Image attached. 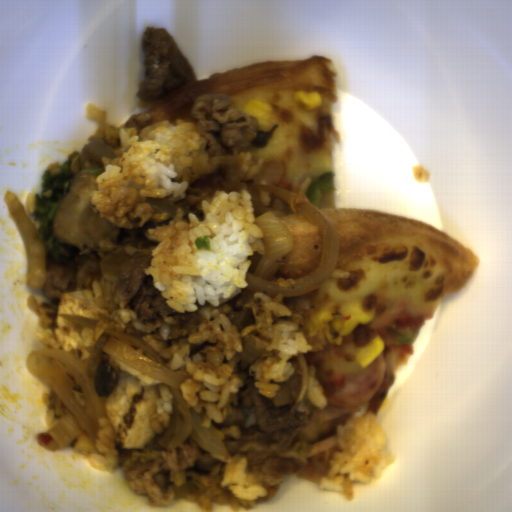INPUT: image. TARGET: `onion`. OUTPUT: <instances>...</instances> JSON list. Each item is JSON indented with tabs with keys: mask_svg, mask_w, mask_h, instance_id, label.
<instances>
[{
	"mask_svg": "<svg viewBox=\"0 0 512 512\" xmlns=\"http://www.w3.org/2000/svg\"><path fill=\"white\" fill-rule=\"evenodd\" d=\"M285 168L286 163L278 159L265 162L256 176L246 183L247 192L251 196L254 223L264 234L262 240L265 253L260 254L255 250L248 256L247 260H250L251 264L246 272L245 281L249 285L241 289V295L234 307L236 311L228 316L240 334L248 325L256 324L252 308L241 307L252 298L254 292L264 293L272 299L278 294H282L283 298L305 295L326 284L338 262L340 241L336 227L310 202L302 190L291 192L282 189ZM258 190L276 194L289 203L294 213H300L317 225L323 243L321 262L315 271L303 279L274 278L286 261L294 241L289 230L277 217L288 214L261 204Z\"/></svg>",
	"mask_w": 512,
	"mask_h": 512,
	"instance_id": "1",
	"label": "onion"
},
{
	"mask_svg": "<svg viewBox=\"0 0 512 512\" xmlns=\"http://www.w3.org/2000/svg\"><path fill=\"white\" fill-rule=\"evenodd\" d=\"M102 334L109 338L103 352L122 361L139 373L168 386L173 394L174 411L165 433L157 441L167 452L174 450L190 436L197 446L217 456H230L223 438L203 426L205 416L187 403L181 385L194 376L185 370L169 369L158 351L141 337L114 328Z\"/></svg>",
	"mask_w": 512,
	"mask_h": 512,
	"instance_id": "2",
	"label": "onion"
},
{
	"mask_svg": "<svg viewBox=\"0 0 512 512\" xmlns=\"http://www.w3.org/2000/svg\"><path fill=\"white\" fill-rule=\"evenodd\" d=\"M25 365L72 412L96 447L105 407L84 361L70 351L41 347L29 352Z\"/></svg>",
	"mask_w": 512,
	"mask_h": 512,
	"instance_id": "3",
	"label": "onion"
},
{
	"mask_svg": "<svg viewBox=\"0 0 512 512\" xmlns=\"http://www.w3.org/2000/svg\"><path fill=\"white\" fill-rule=\"evenodd\" d=\"M3 200L24 245L26 253V284L28 288L34 291L40 290L44 288L48 277L46 268L47 255L43 241L18 195L6 189Z\"/></svg>",
	"mask_w": 512,
	"mask_h": 512,
	"instance_id": "4",
	"label": "onion"
},
{
	"mask_svg": "<svg viewBox=\"0 0 512 512\" xmlns=\"http://www.w3.org/2000/svg\"><path fill=\"white\" fill-rule=\"evenodd\" d=\"M145 203H150L151 207L154 208L155 210L160 211L162 213L167 212L172 217H176L178 208H181L183 211V215H187V216L189 213H194V214L202 213V212H198L196 210H191V209L185 208L176 203H171L170 201H168L167 199H164V198H152V197L147 196Z\"/></svg>",
	"mask_w": 512,
	"mask_h": 512,
	"instance_id": "5",
	"label": "onion"
},
{
	"mask_svg": "<svg viewBox=\"0 0 512 512\" xmlns=\"http://www.w3.org/2000/svg\"><path fill=\"white\" fill-rule=\"evenodd\" d=\"M296 358L298 361L302 379H301L299 395H298L295 403L303 401L305 393H306L307 385H308V365H307L306 357H305L304 353H299L296 356Z\"/></svg>",
	"mask_w": 512,
	"mask_h": 512,
	"instance_id": "6",
	"label": "onion"
},
{
	"mask_svg": "<svg viewBox=\"0 0 512 512\" xmlns=\"http://www.w3.org/2000/svg\"><path fill=\"white\" fill-rule=\"evenodd\" d=\"M57 315L61 316L62 318L66 319V320H69L71 322L78 323V324H81V325H84L87 327H91L94 329L99 321V319H89V318L82 317L79 315H71V314H63V313L57 314Z\"/></svg>",
	"mask_w": 512,
	"mask_h": 512,
	"instance_id": "7",
	"label": "onion"
}]
</instances>
